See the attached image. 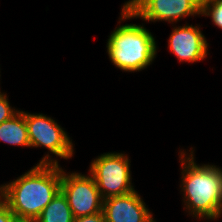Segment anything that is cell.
Returning a JSON list of instances; mask_svg holds the SVG:
<instances>
[{
	"label": "cell",
	"mask_w": 222,
	"mask_h": 222,
	"mask_svg": "<svg viewBox=\"0 0 222 222\" xmlns=\"http://www.w3.org/2000/svg\"><path fill=\"white\" fill-rule=\"evenodd\" d=\"M47 153L36 166L0 186V197L16 217L38 218L61 190L62 169Z\"/></svg>",
	"instance_id": "obj_1"
},
{
	"label": "cell",
	"mask_w": 222,
	"mask_h": 222,
	"mask_svg": "<svg viewBox=\"0 0 222 222\" xmlns=\"http://www.w3.org/2000/svg\"><path fill=\"white\" fill-rule=\"evenodd\" d=\"M201 8L202 0H129L123 5L120 20L136 17L173 23L183 17L201 15Z\"/></svg>",
	"instance_id": "obj_5"
},
{
	"label": "cell",
	"mask_w": 222,
	"mask_h": 222,
	"mask_svg": "<svg viewBox=\"0 0 222 222\" xmlns=\"http://www.w3.org/2000/svg\"><path fill=\"white\" fill-rule=\"evenodd\" d=\"M18 112L19 110L11 108L7 95L0 91V124L3 121L11 119Z\"/></svg>",
	"instance_id": "obj_13"
},
{
	"label": "cell",
	"mask_w": 222,
	"mask_h": 222,
	"mask_svg": "<svg viewBox=\"0 0 222 222\" xmlns=\"http://www.w3.org/2000/svg\"><path fill=\"white\" fill-rule=\"evenodd\" d=\"M37 219L39 222H74L72 210L61 190L42 210Z\"/></svg>",
	"instance_id": "obj_11"
},
{
	"label": "cell",
	"mask_w": 222,
	"mask_h": 222,
	"mask_svg": "<svg viewBox=\"0 0 222 222\" xmlns=\"http://www.w3.org/2000/svg\"><path fill=\"white\" fill-rule=\"evenodd\" d=\"M105 222H150L152 213L136 190L103 200Z\"/></svg>",
	"instance_id": "obj_8"
},
{
	"label": "cell",
	"mask_w": 222,
	"mask_h": 222,
	"mask_svg": "<svg viewBox=\"0 0 222 222\" xmlns=\"http://www.w3.org/2000/svg\"><path fill=\"white\" fill-rule=\"evenodd\" d=\"M15 217L9 205L0 197V222H14Z\"/></svg>",
	"instance_id": "obj_14"
},
{
	"label": "cell",
	"mask_w": 222,
	"mask_h": 222,
	"mask_svg": "<svg viewBox=\"0 0 222 222\" xmlns=\"http://www.w3.org/2000/svg\"><path fill=\"white\" fill-rule=\"evenodd\" d=\"M181 188L184 208L196 219H217L222 213V169L215 165H197L194 151L180 150ZM183 186V187H182Z\"/></svg>",
	"instance_id": "obj_2"
},
{
	"label": "cell",
	"mask_w": 222,
	"mask_h": 222,
	"mask_svg": "<svg viewBox=\"0 0 222 222\" xmlns=\"http://www.w3.org/2000/svg\"><path fill=\"white\" fill-rule=\"evenodd\" d=\"M0 141L9 145L30 147L24 111H19L11 119L0 124Z\"/></svg>",
	"instance_id": "obj_10"
},
{
	"label": "cell",
	"mask_w": 222,
	"mask_h": 222,
	"mask_svg": "<svg viewBox=\"0 0 222 222\" xmlns=\"http://www.w3.org/2000/svg\"><path fill=\"white\" fill-rule=\"evenodd\" d=\"M74 222H105V217L102 211L92 215L74 218Z\"/></svg>",
	"instance_id": "obj_15"
},
{
	"label": "cell",
	"mask_w": 222,
	"mask_h": 222,
	"mask_svg": "<svg viewBox=\"0 0 222 222\" xmlns=\"http://www.w3.org/2000/svg\"><path fill=\"white\" fill-rule=\"evenodd\" d=\"M30 147H45L50 154L63 159L73 156L72 140L55 120L44 114L24 112Z\"/></svg>",
	"instance_id": "obj_6"
},
{
	"label": "cell",
	"mask_w": 222,
	"mask_h": 222,
	"mask_svg": "<svg viewBox=\"0 0 222 222\" xmlns=\"http://www.w3.org/2000/svg\"><path fill=\"white\" fill-rule=\"evenodd\" d=\"M199 28L189 24L173 28L168 46L180 62L192 63L206 58L208 43Z\"/></svg>",
	"instance_id": "obj_9"
},
{
	"label": "cell",
	"mask_w": 222,
	"mask_h": 222,
	"mask_svg": "<svg viewBox=\"0 0 222 222\" xmlns=\"http://www.w3.org/2000/svg\"><path fill=\"white\" fill-rule=\"evenodd\" d=\"M201 15L210 16L214 25L222 29V0H202Z\"/></svg>",
	"instance_id": "obj_12"
},
{
	"label": "cell",
	"mask_w": 222,
	"mask_h": 222,
	"mask_svg": "<svg viewBox=\"0 0 222 222\" xmlns=\"http://www.w3.org/2000/svg\"><path fill=\"white\" fill-rule=\"evenodd\" d=\"M14 222H39L37 218H22V217H15Z\"/></svg>",
	"instance_id": "obj_16"
},
{
	"label": "cell",
	"mask_w": 222,
	"mask_h": 222,
	"mask_svg": "<svg viewBox=\"0 0 222 222\" xmlns=\"http://www.w3.org/2000/svg\"><path fill=\"white\" fill-rule=\"evenodd\" d=\"M106 47L110 61L124 72L147 68L157 54L155 37L144 25L125 24L116 27Z\"/></svg>",
	"instance_id": "obj_3"
},
{
	"label": "cell",
	"mask_w": 222,
	"mask_h": 222,
	"mask_svg": "<svg viewBox=\"0 0 222 222\" xmlns=\"http://www.w3.org/2000/svg\"><path fill=\"white\" fill-rule=\"evenodd\" d=\"M61 191L65 195L74 218L102 212L103 199L93 176L67 174L62 169Z\"/></svg>",
	"instance_id": "obj_7"
},
{
	"label": "cell",
	"mask_w": 222,
	"mask_h": 222,
	"mask_svg": "<svg viewBox=\"0 0 222 222\" xmlns=\"http://www.w3.org/2000/svg\"><path fill=\"white\" fill-rule=\"evenodd\" d=\"M129 157L123 153H104L92 160L93 176L102 199L122 196L134 191L131 183Z\"/></svg>",
	"instance_id": "obj_4"
}]
</instances>
